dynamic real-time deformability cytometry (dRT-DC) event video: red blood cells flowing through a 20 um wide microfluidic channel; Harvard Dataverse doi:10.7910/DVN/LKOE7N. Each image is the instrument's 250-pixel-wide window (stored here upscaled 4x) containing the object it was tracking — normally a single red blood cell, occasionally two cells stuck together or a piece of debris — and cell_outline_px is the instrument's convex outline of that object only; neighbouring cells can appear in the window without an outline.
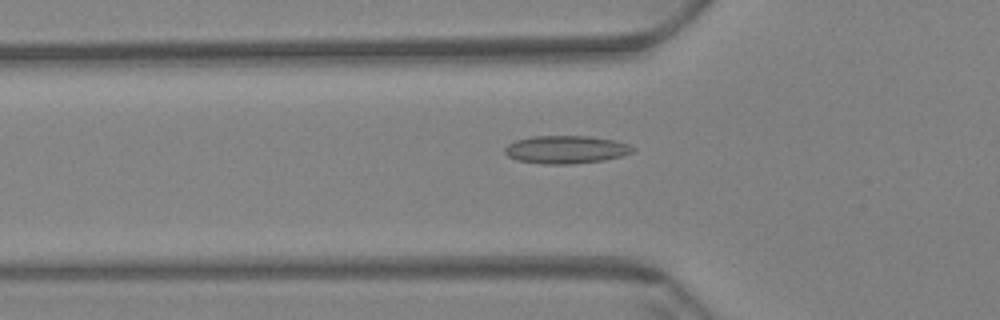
{"species": "Egyptian fruit bat (a non-hibernating species)", "species_latin": "Rousettus aegyptiacus", "temperature_condition": "warm", "stored_images_in_passage": 60, "camera_frame_rate_fps": 3000, "um_per_image_px": 0.085, "animal": {"sex": "female"}, "frame": {"image": 1, "passage_image": 21, "time_ms": 6.667, "image_size_px": [1000, 320], "cell_outline_px": [[636, 148], [632, 152], [620, 156], [604, 160], [572, 164], [544, 164], [516, 160], [508, 156], [504, 152], [504, 148], [508, 144], [516, 140], [532, 136], [588, 136], [612, 140], [628, 144]], "centroid_in_image_um": [48.08, 12.71], "position_along_channel_um": 77.7, "area_um2": 20.75}}
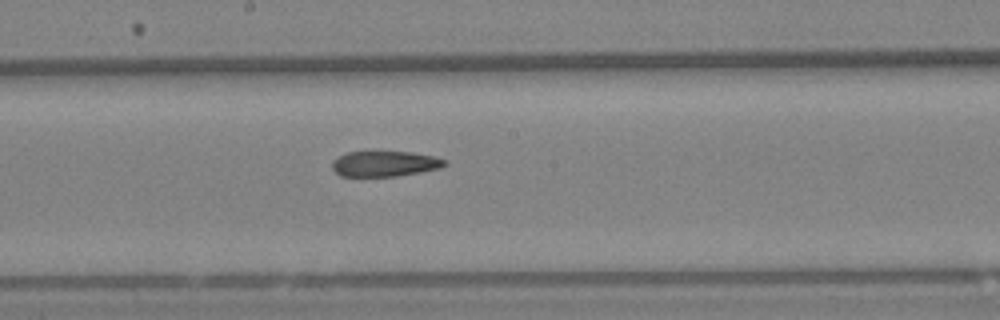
{"frame": {"image": 2, "passage_image": 33, "time_ms": 10.667, "image_size_px": [1000, 320], "cell_outline_px": [[448, 164], [440, 168], [420, 172], [396, 176], [340, 176], [332, 168], [332, 160], [348, 152], [412, 152], [436, 156], [448, 160]], "centroid_in_image_um": [32.75, 13.91], "position_along_channel_um": 215.4, "area_um2": 16.76}}
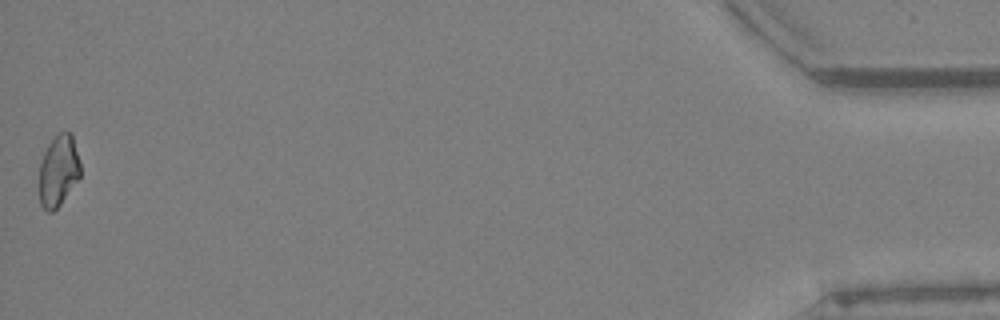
{"frame": {"image": 3, "passage_image": 60, "time_ms": 19.667, "image_size_px": [1000, 320], "cell_outline_px": [[80, 176], [60, 204], [52, 212], [48, 212], [40, 204], [40, 164], [44, 152], [48, 144], [56, 132], [72, 132], [80, 164]], "centroid_in_image_um": [4.97, 14.47], "position_along_channel_um": 430.2, "area_um2": 16.99}, "authors_computed_cell_mechanics": {"area_um2": 18.2937, "velocity_mm_per_s": 3.4518, "shape_relaxation_time_tau1_ms": null, "shape_relaxation_time_tau2_ms": 6.8507, "deformation_change_tau1": null, "deformation_change_tau2": 0.1358}}